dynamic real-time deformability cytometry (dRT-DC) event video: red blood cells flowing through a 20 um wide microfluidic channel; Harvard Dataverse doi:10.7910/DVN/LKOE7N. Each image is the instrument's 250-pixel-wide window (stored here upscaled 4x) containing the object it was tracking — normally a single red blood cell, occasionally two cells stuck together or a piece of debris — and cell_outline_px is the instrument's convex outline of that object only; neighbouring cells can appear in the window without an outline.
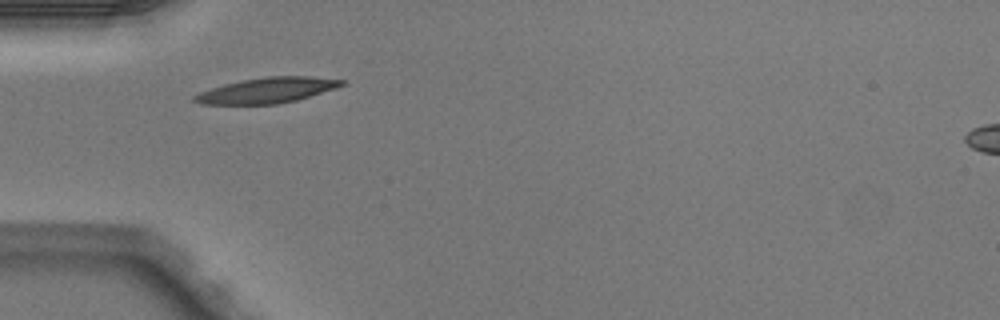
{"species": "Egyptian fruit bat (a non-hibernating species)", "species_latin": "Rousettus aegyptiacus", "temperature_condition": "warm", "stored_images_in_passage": 2, "camera_frame_rate_fps": 3000, "um_per_image_px": 0.085, "animal": {"sex": "male"}, "frame": {"image": 1, "passage_image": 1, "time_ms": 0.0, "image_size_px": [1000, 320], "cell_outline_px": [[344, 84], [336, 88], [296, 100], [276, 104], [204, 104], [192, 100], [192, 96], [200, 92], [224, 84], [240, 80], [268, 76], [308, 76], [344, 80]], "centroid_in_image_um": [22.68, 7.67], "position_along_channel_um": 62.3, "area_um2": 21.62}}